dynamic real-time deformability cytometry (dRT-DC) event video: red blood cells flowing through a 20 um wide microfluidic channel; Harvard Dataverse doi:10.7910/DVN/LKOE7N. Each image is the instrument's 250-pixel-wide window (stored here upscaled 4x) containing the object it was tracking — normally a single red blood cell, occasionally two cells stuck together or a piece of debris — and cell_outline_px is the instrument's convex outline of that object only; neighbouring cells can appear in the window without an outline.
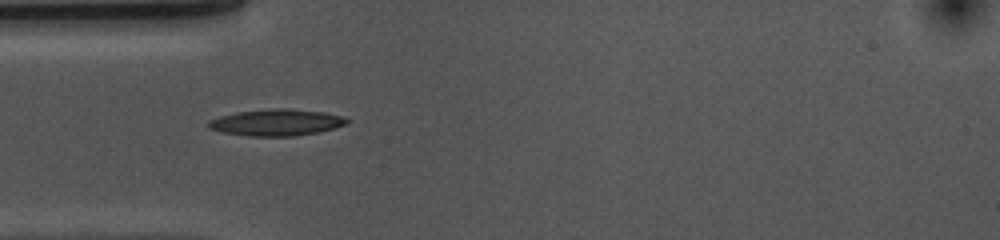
{"species": "common noctule bat (a hibernating species)", "species_latin": "Nyctalus noctula", "temperature_condition": "cold", "stored_images_in_passage": 39, "camera_frame_rate_fps": 3000, "um_per_image_px": 0.085, "animal": {"sex": "female", "body_mass_g": 10.0, "forearm_length_mm": 53.1}, "frame": {"image": 1, "passage_image": 1, "time_ms": 0.0, "image_size_px": [1000, 240], "cell_outline_px": [[352, 120], [348, 124], [320, 132], [296, 136], [248, 136], [224, 132], [208, 128], [208, 120], [220, 116], [236, 112], [272, 108], [284, 108], [324, 112], [344, 116]], "centroid_in_image_um": [23.55, 10.41], "position_along_channel_um": 61.4, "area_um2": 21.62}}
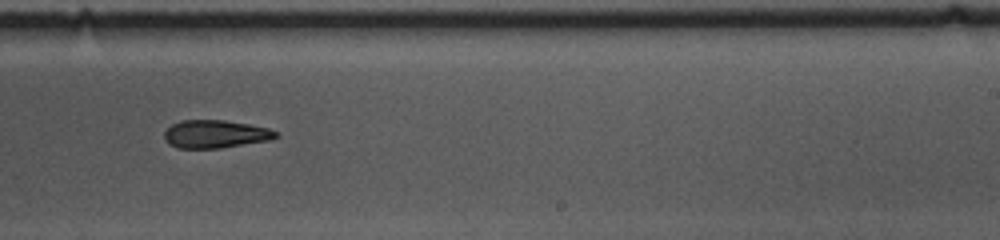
{"frame": {"image": 2, "passage_image": 18, "time_ms": 5.667, "image_size_px": [1000, 240], "cell_outline_px": [[280, 136], [268, 140], [220, 148], [176, 148], [168, 144], [164, 140], [164, 132], [172, 124], [180, 120], [224, 120], [248, 124], [268, 128], [280, 132]], "centroid_in_image_um": [18.29, 11.39], "position_along_channel_um": 270.7, "area_um2": 18.26}}
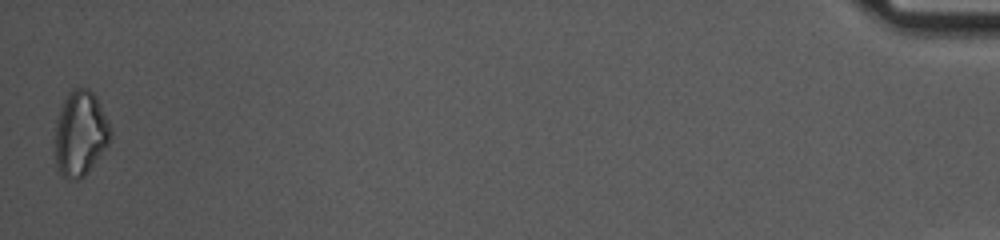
{"frame": {"image": 3, "passage_image": 39, "time_ms": 12.667, "image_size_px": [1000, 240], "cell_outline_px": [[112, 140], [84, 176], [76, 180], [68, 180], [56, 172], [56, 120], [64, 100], [68, 92], [72, 88], [88, 88], [96, 96], [112, 128]], "centroid_in_image_um": [6.84, 11.36], "position_along_channel_um": 428.4, "area_um2": 27.74}, "authors_computed_cell_mechanics": {"area_um2": 19.5364, "velocity_mm_per_s": 3.6905, "shape_relaxation_time_tau1_ms": 4.8748, "shape_relaxation_time_tau2_ms": null, "deformation_change_tau1": 0.1411, "deformation_change_tau2": null}}